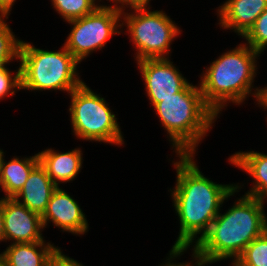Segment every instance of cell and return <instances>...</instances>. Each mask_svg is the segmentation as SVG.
Listing matches in <instances>:
<instances>
[{
	"instance_id": "1",
	"label": "cell",
	"mask_w": 267,
	"mask_h": 266,
	"mask_svg": "<svg viewBox=\"0 0 267 266\" xmlns=\"http://www.w3.org/2000/svg\"><path fill=\"white\" fill-rule=\"evenodd\" d=\"M194 156L177 155L179 161H172L177 180L169 191L180 224L172 249H188L196 245L208 232L225 200L228 201L242 188L239 183L222 185L213 182L200 171Z\"/></svg>"
},
{
	"instance_id": "2",
	"label": "cell",
	"mask_w": 267,
	"mask_h": 266,
	"mask_svg": "<svg viewBox=\"0 0 267 266\" xmlns=\"http://www.w3.org/2000/svg\"><path fill=\"white\" fill-rule=\"evenodd\" d=\"M264 202L244 194L226 213L219 212L208 232L192 247L193 265L208 266L227 259L233 264L246 246L267 230Z\"/></svg>"
},
{
	"instance_id": "3",
	"label": "cell",
	"mask_w": 267,
	"mask_h": 266,
	"mask_svg": "<svg viewBox=\"0 0 267 266\" xmlns=\"http://www.w3.org/2000/svg\"><path fill=\"white\" fill-rule=\"evenodd\" d=\"M259 56L261 54L246 43H240L205 67L199 86L205 103L217 116L229 103L240 105L250 95L258 107L262 106L265 87L253 88Z\"/></svg>"
},
{
	"instance_id": "4",
	"label": "cell",
	"mask_w": 267,
	"mask_h": 266,
	"mask_svg": "<svg viewBox=\"0 0 267 266\" xmlns=\"http://www.w3.org/2000/svg\"><path fill=\"white\" fill-rule=\"evenodd\" d=\"M153 108L176 155H195L199 143L211 131L218 117L205 103L199 84L190 82Z\"/></svg>"
},
{
	"instance_id": "5",
	"label": "cell",
	"mask_w": 267,
	"mask_h": 266,
	"mask_svg": "<svg viewBox=\"0 0 267 266\" xmlns=\"http://www.w3.org/2000/svg\"><path fill=\"white\" fill-rule=\"evenodd\" d=\"M18 60L21 89L69 94L84 82L77 70L80 62L63 45L59 51H48L21 40Z\"/></svg>"
},
{
	"instance_id": "6",
	"label": "cell",
	"mask_w": 267,
	"mask_h": 266,
	"mask_svg": "<svg viewBox=\"0 0 267 266\" xmlns=\"http://www.w3.org/2000/svg\"><path fill=\"white\" fill-rule=\"evenodd\" d=\"M72 133L78 139L123 145L124 138L116 115L104 97L83 82L69 93Z\"/></svg>"
},
{
	"instance_id": "7",
	"label": "cell",
	"mask_w": 267,
	"mask_h": 266,
	"mask_svg": "<svg viewBox=\"0 0 267 266\" xmlns=\"http://www.w3.org/2000/svg\"><path fill=\"white\" fill-rule=\"evenodd\" d=\"M150 8H134L131 12H121V26L127 27L130 41L132 40L137 51L136 61L169 58L172 51L170 45L182 31L166 12L149 11Z\"/></svg>"
},
{
	"instance_id": "8",
	"label": "cell",
	"mask_w": 267,
	"mask_h": 266,
	"mask_svg": "<svg viewBox=\"0 0 267 266\" xmlns=\"http://www.w3.org/2000/svg\"><path fill=\"white\" fill-rule=\"evenodd\" d=\"M120 19L121 12L115 6H99L86 16L68 21L72 29L63 46L81 63L105 47L113 34L122 33Z\"/></svg>"
},
{
	"instance_id": "9",
	"label": "cell",
	"mask_w": 267,
	"mask_h": 266,
	"mask_svg": "<svg viewBox=\"0 0 267 266\" xmlns=\"http://www.w3.org/2000/svg\"><path fill=\"white\" fill-rule=\"evenodd\" d=\"M136 63L152 107L181 91L189 83L169 58L143 59Z\"/></svg>"
},
{
	"instance_id": "10",
	"label": "cell",
	"mask_w": 267,
	"mask_h": 266,
	"mask_svg": "<svg viewBox=\"0 0 267 266\" xmlns=\"http://www.w3.org/2000/svg\"><path fill=\"white\" fill-rule=\"evenodd\" d=\"M41 216L29 210L15 198H4L5 242L32 243L43 241Z\"/></svg>"
},
{
	"instance_id": "11",
	"label": "cell",
	"mask_w": 267,
	"mask_h": 266,
	"mask_svg": "<svg viewBox=\"0 0 267 266\" xmlns=\"http://www.w3.org/2000/svg\"><path fill=\"white\" fill-rule=\"evenodd\" d=\"M85 216L77 201L61 187H57L41 219L44 229L52 222L61 231L80 236L89 231Z\"/></svg>"
},
{
	"instance_id": "12",
	"label": "cell",
	"mask_w": 267,
	"mask_h": 266,
	"mask_svg": "<svg viewBox=\"0 0 267 266\" xmlns=\"http://www.w3.org/2000/svg\"><path fill=\"white\" fill-rule=\"evenodd\" d=\"M216 10L221 28L233 30L242 38L267 8V0H226Z\"/></svg>"
},
{
	"instance_id": "13",
	"label": "cell",
	"mask_w": 267,
	"mask_h": 266,
	"mask_svg": "<svg viewBox=\"0 0 267 266\" xmlns=\"http://www.w3.org/2000/svg\"><path fill=\"white\" fill-rule=\"evenodd\" d=\"M82 156L83 153L80 148L68 152H57L53 148H47L38 152L39 163L58 187L61 183H69L77 178L83 168Z\"/></svg>"
},
{
	"instance_id": "14",
	"label": "cell",
	"mask_w": 267,
	"mask_h": 266,
	"mask_svg": "<svg viewBox=\"0 0 267 266\" xmlns=\"http://www.w3.org/2000/svg\"><path fill=\"white\" fill-rule=\"evenodd\" d=\"M58 186L38 163L30 172L23 188L14 197L32 212L43 215L53 191Z\"/></svg>"
},
{
	"instance_id": "15",
	"label": "cell",
	"mask_w": 267,
	"mask_h": 266,
	"mask_svg": "<svg viewBox=\"0 0 267 266\" xmlns=\"http://www.w3.org/2000/svg\"><path fill=\"white\" fill-rule=\"evenodd\" d=\"M60 250L50 242L14 243L3 251L6 266H48Z\"/></svg>"
},
{
	"instance_id": "16",
	"label": "cell",
	"mask_w": 267,
	"mask_h": 266,
	"mask_svg": "<svg viewBox=\"0 0 267 266\" xmlns=\"http://www.w3.org/2000/svg\"><path fill=\"white\" fill-rule=\"evenodd\" d=\"M229 162L244 170L253 179V187L245 195L265 201L267 199V154L255 151H240L228 158Z\"/></svg>"
},
{
	"instance_id": "17",
	"label": "cell",
	"mask_w": 267,
	"mask_h": 266,
	"mask_svg": "<svg viewBox=\"0 0 267 266\" xmlns=\"http://www.w3.org/2000/svg\"><path fill=\"white\" fill-rule=\"evenodd\" d=\"M39 163L38 153L29 157H13L8 162L3 157L0 172V188L4 198H14L23 188L31 170Z\"/></svg>"
},
{
	"instance_id": "18",
	"label": "cell",
	"mask_w": 267,
	"mask_h": 266,
	"mask_svg": "<svg viewBox=\"0 0 267 266\" xmlns=\"http://www.w3.org/2000/svg\"><path fill=\"white\" fill-rule=\"evenodd\" d=\"M51 3L65 22L86 16L100 6L95 0H51Z\"/></svg>"
},
{
	"instance_id": "19",
	"label": "cell",
	"mask_w": 267,
	"mask_h": 266,
	"mask_svg": "<svg viewBox=\"0 0 267 266\" xmlns=\"http://www.w3.org/2000/svg\"><path fill=\"white\" fill-rule=\"evenodd\" d=\"M232 266H267V230L251 241Z\"/></svg>"
},
{
	"instance_id": "20",
	"label": "cell",
	"mask_w": 267,
	"mask_h": 266,
	"mask_svg": "<svg viewBox=\"0 0 267 266\" xmlns=\"http://www.w3.org/2000/svg\"><path fill=\"white\" fill-rule=\"evenodd\" d=\"M5 19L8 18H0V66L8 65L11 61L19 59L21 43V39L15 36Z\"/></svg>"
},
{
	"instance_id": "21",
	"label": "cell",
	"mask_w": 267,
	"mask_h": 266,
	"mask_svg": "<svg viewBox=\"0 0 267 266\" xmlns=\"http://www.w3.org/2000/svg\"><path fill=\"white\" fill-rule=\"evenodd\" d=\"M248 46L262 54L267 48V8L258 16L250 30L242 37Z\"/></svg>"
},
{
	"instance_id": "22",
	"label": "cell",
	"mask_w": 267,
	"mask_h": 266,
	"mask_svg": "<svg viewBox=\"0 0 267 266\" xmlns=\"http://www.w3.org/2000/svg\"><path fill=\"white\" fill-rule=\"evenodd\" d=\"M15 73L5 66H0V100L5 99L7 95L13 96L16 91L21 90V68L19 63ZM15 74V75H14Z\"/></svg>"
},
{
	"instance_id": "23",
	"label": "cell",
	"mask_w": 267,
	"mask_h": 266,
	"mask_svg": "<svg viewBox=\"0 0 267 266\" xmlns=\"http://www.w3.org/2000/svg\"><path fill=\"white\" fill-rule=\"evenodd\" d=\"M48 266H84V265L79 263L77 260L70 258L69 256H66L60 249L57 252V254L50 260Z\"/></svg>"
},
{
	"instance_id": "24",
	"label": "cell",
	"mask_w": 267,
	"mask_h": 266,
	"mask_svg": "<svg viewBox=\"0 0 267 266\" xmlns=\"http://www.w3.org/2000/svg\"><path fill=\"white\" fill-rule=\"evenodd\" d=\"M151 0H120L115 7L120 11H126L125 9L129 7L130 9L134 8H148L149 2Z\"/></svg>"
},
{
	"instance_id": "25",
	"label": "cell",
	"mask_w": 267,
	"mask_h": 266,
	"mask_svg": "<svg viewBox=\"0 0 267 266\" xmlns=\"http://www.w3.org/2000/svg\"><path fill=\"white\" fill-rule=\"evenodd\" d=\"M186 251H187V249H171L169 251L168 257H166L165 263H163V264L161 263V265H159V266H194L192 264L194 260H192L190 262L188 261V262H185V263L184 262H182V263L181 262H179V263L172 262V261H175V259L178 256L180 257L181 255H183L184 252H186Z\"/></svg>"
},
{
	"instance_id": "26",
	"label": "cell",
	"mask_w": 267,
	"mask_h": 266,
	"mask_svg": "<svg viewBox=\"0 0 267 266\" xmlns=\"http://www.w3.org/2000/svg\"><path fill=\"white\" fill-rule=\"evenodd\" d=\"M16 0H0V18H9Z\"/></svg>"
},
{
	"instance_id": "27",
	"label": "cell",
	"mask_w": 267,
	"mask_h": 266,
	"mask_svg": "<svg viewBox=\"0 0 267 266\" xmlns=\"http://www.w3.org/2000/svg\"><path fill=\"white\" fill-rule=\"evenodd\" d=\"M5 242L4 234V197L0 198V242Z\"/></svg>"
},
{
	"instance_id": "28",
	"label": "cell",
	"mask_w": 267,
	"mask_h": 266,
	"mask_svg": "<svg viewBox=\"0 0 267 266\" xmlns=\"http://www.w3.org/2000/svg\"><path fill=\"white\" fill-rule=\"evenodd\" d=\"M262 109H267V85L265 86V95H264V99H263V103H262Z\"/></svg>"
},
{
	"instance_id": "29",
	"label": "cell",
	"mask_w": 267,
	"mask_h": 266,
	"mask_svg": "<svg viewBox=\"0 0 267 266\" xmlns=\"http://www.w3.org/2000/svg\"><path fill=\"white\" fill-rule=\"evenodd\" d=\"M0 266H6V260L3 252L0 253Z\"/></svg>"
},
{
	"instance_id": "30",
	"label": "cell",
	"mask_w": 267,
	"mask_h": 266,
	"mask_svg": "<svg viewBox=\"0 0 267 266\" xmlns=\"http://www.w3.org/2000/svg\"><path fill=\"white\" fill-rule=\"evenodd\" d=\"M100 6H106V4H100L101 0H95ZM109 2H113V6H115L120 0H108Z\"/></svg>"
},
{
	"instance_id": "31",
	"label": "cell",
	"mask_w": 267,
	"mask_h": 266,
	"mask_svg": "<svg viewBox=\"0 0 267 266\" xmlns=\"http://www.w3.org/2000/svg\"><path fill=\"white\" fill-rule=\"evenodd\" d=\"M4 153L5 152L2 149H0V172H1V165H2V161H3Z\"/></svg>"
}]
</instances>
